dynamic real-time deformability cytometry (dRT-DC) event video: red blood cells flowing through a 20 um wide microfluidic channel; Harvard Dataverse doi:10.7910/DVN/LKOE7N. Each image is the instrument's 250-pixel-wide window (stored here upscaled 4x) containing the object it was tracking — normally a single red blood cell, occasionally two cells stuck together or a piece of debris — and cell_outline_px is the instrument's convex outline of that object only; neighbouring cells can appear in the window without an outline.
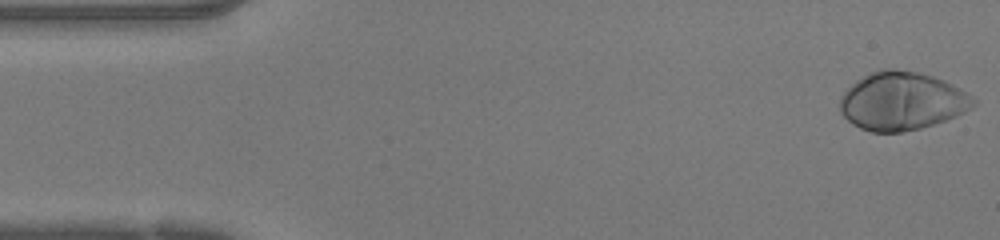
{"species": "human", "species_latin": "Homo sapiens", "temperature_condition": "warm", "stored_images_in_passage": 47, "camera_frame_rate_fps": 3000, "um_per_image_px": 0.085, "donor": {"sex": "female"}, "frame": {"image": 1, "passage_image": 1, "time_ms": 0.0, "image_size_px": [1000, 240], "cell_outline_px": [[976, 104], [972, 108], [956, 116], [920, 128], [900, 132], [872, 132], [860, 128], [852, 124], [840, 112], [840, 96], [856, 80], [880, 68], [892, 68], [916, 72], [932, 76], [944, 80], [960, 88], [976, 100]], "centroid_in_image_um": [76.65, 8.59], "position_along_channel_um": 8.4, "area_um2": 45.08}}
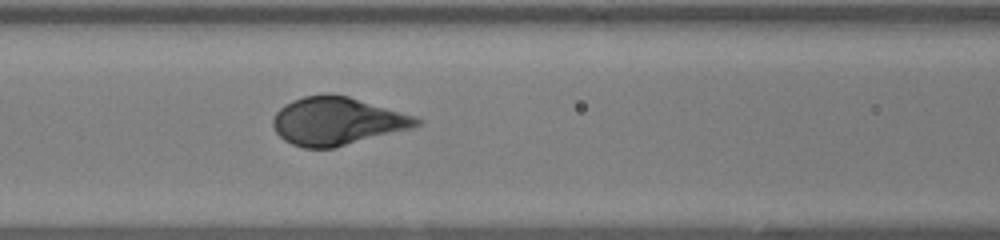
{"frame": {"image": 2, "passage_image": 19, "time_ms": 6.0, "image_size_px": [1000, 240], "cell_outline_px": [[424, 120], [420, 124], [412, 128], [332, 148], [304, 148], [292, 144], [284, 140], [276, 132], [272, 124], [272, 120], [276, 112], [284, 104], [292, 100], [304, 96], [348, 96], [416, 116]], "centroid_in_image_um": [28.65, 10.31], "position_along_channel_um": 137.9, "area_um2": 39.54}}
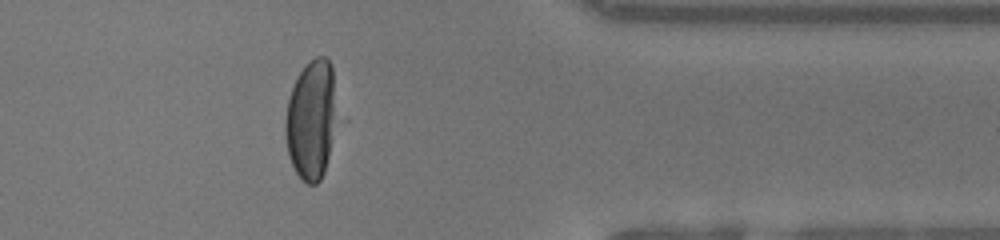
{"frame": {"image": 3, "passage_image": 38, "time_ms": 12.333, "image_size_px": [1000, 240], "cell_outline_px": [[336, 120], [328, 156], [324, 172], [320, 180], [316, 184], [308, 184], [300, 180], [288, 156], [284, 132], [284, 120], [288, 100], [292, 88], [300, 72], [316, 56], [324, 56], [332, 64]], "centroid_in_image_um": [26.43, 10.21], "position_along_channel_um": 385.0, "area_um2": 35.66}, "authors_computed_cell_mechanics": {"area_um2": 41.4426, "velocity_mm_per_s": 4.2019, "shape_relaxation_time_tau1_ms": 2.7532, "shape_relaxation_time_tau2_ms": null, "deformation_change_tau1": 0.2233, "deformation_change_tau2": null}}